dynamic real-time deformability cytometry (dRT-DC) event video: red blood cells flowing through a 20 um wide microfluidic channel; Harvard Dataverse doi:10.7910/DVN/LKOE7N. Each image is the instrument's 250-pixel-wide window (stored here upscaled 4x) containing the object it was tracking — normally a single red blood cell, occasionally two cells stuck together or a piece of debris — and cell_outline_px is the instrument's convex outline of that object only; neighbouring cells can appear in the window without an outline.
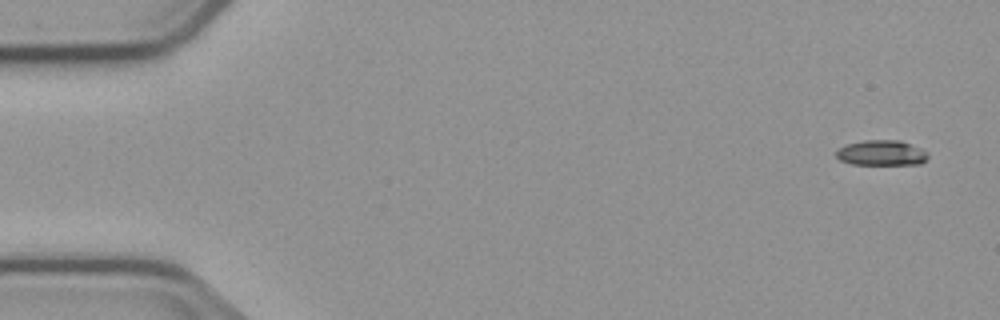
{"species": "common noctule bat (a hibernating species)", "species_latin": "Nyctalus noctula", "temperature_condition": "cold", "stored_images_in_passage": 4, "camera_frame_rate_fps": 3000, "um_per_image_px": 0.085, "animal": {"sex": "male", "body_mass_g": 23.1, "forearm_length_mm": 52.7}, "frame": {"image": 1, "passage_image": 1, "time_ms": 0.0, "image_size_px": [1000, 320], "cell_outline_px": [[928, 156], [920, 164], [852, 164], [840, 160], [836, 156], [836, 148], [844, 144], [864, 140], [900, 140], [920, 148], [928, 152]], "centroid_in_image_um": [74.88, 12.98], "position_along_channel_um": 10.1, "area_um2": 13.58}}
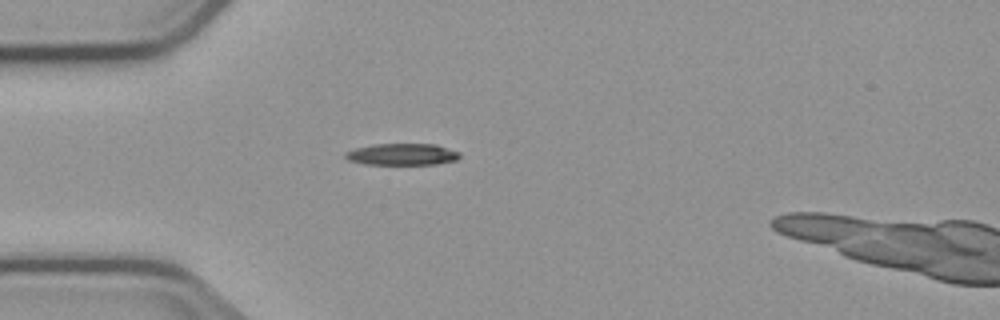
{"frame": {"image": 2, "passage_image": 4, "time_ms": 4.333, "image_size_px": [1000, 320], "cell_outline_px": [[460, 156], [456, 160], [436, 164], [364, 164], [348, 160], [344, 156], [348, 152], [356, 148], [372, 144], [436, 144], [460, 152]], "centroid_in_image_um": [34.21, 13.11], "position_along_channel_um": 50.8, "area_um2": 14.33}}